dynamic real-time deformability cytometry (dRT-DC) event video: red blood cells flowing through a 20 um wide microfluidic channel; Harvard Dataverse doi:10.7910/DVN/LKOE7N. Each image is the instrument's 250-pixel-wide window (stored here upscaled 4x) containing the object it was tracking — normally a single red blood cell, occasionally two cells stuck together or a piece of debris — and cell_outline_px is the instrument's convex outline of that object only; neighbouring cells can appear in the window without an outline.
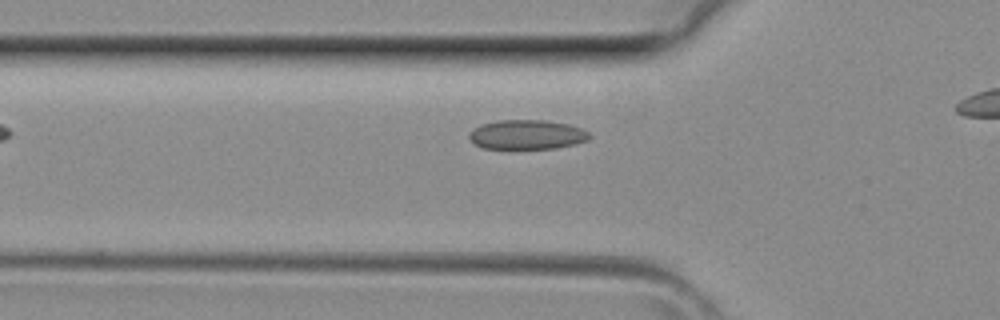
{"species": "common noctule bat (a hibernating species)", "species_latin": "Nyctalus noctula", "temperature_condition": "room temperature", "stored_images_in_passage": 6, "camera_frame_rate_fps": 3000, "um_per_image_px": 0.085, "animal": {"sex": "female", "body_mass_g": 29.2, "forearm_length_mm": 56.3}, "frame": {"image": 1, "passage_image": 5, "time_ms": 1.333, "image_size_px": [1000, 320], "cell_outline_px": [[592, 136], [588, 140], [576, 144], [556, 148], [484, 148], [476, 144], [468, 136], [468, 132], [472, 128], [480, 124], [496, 120], [544, 120], [568, 124], [580, 128], [588, 132]], "centroid_in_image_um": [44.78, 11.43], "position_along_channel_um": 81.0, "area_um2": 20.69}}